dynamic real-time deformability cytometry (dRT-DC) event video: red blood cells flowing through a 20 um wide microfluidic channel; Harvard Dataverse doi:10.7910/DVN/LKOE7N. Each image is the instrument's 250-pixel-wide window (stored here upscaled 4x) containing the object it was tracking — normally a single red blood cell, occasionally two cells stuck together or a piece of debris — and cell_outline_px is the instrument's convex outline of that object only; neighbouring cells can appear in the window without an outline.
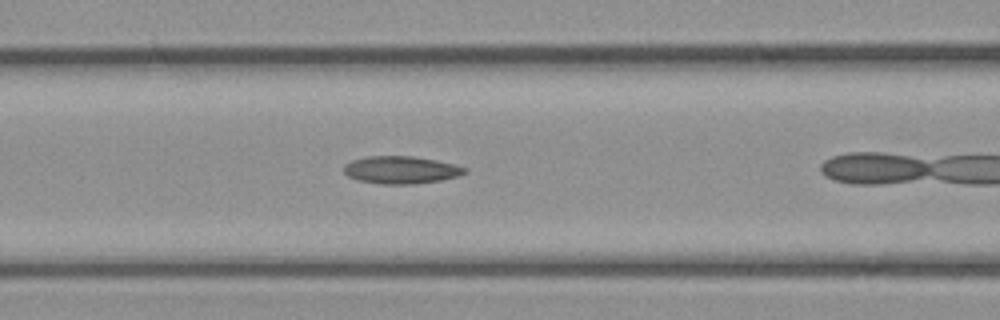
{"species": "common noctule bat (a hibernating species)", "species_latin": "Nyctalus noctula", "temperature_condition": "cold", "stored_images_in_passage": 28, "camera_frame_rate_fps": 3000, "um_per_image_px": 0.085, "animal": {"sex": "female", "body_mass_g": 21.9}, "frame": {"image": 1, "passage_image": 8, "time_ms": 2.333, "image_size_px": [1000, 320], "cell_outline_px": [[468, 172], [460, 176], [440, 180], [412, 184], [380, 184], [356, 180], [348, 176], [344, 172], [344, 164], [352, 160], [368, 156], [412, 156], [436, 160], [456, 164], [468, 168]], "centroid_in_image_um": [34.11, 14.44], "position_along_channel_um": 132.5, "area_um2": 19.59}}
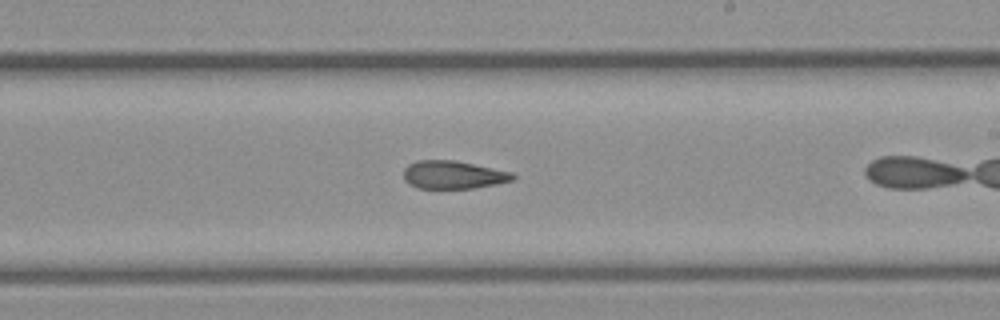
{"frame": {"image": 2, "passage_image": 17, "time_ms": 5.333, "image_size_px": [1000, 320], "cell_outline_px": [[516, 176], [512, 180], [496, 184], [472, 188], [420, 188], [408, 184], [404, 180], [404, 168], [408, 164], [416, 160], [456, 160], [512, 172]], "centroid_in_image_um": [38.5, 14.85], "position_along_channel_um": 250.5, "area_um2": 17.86}}
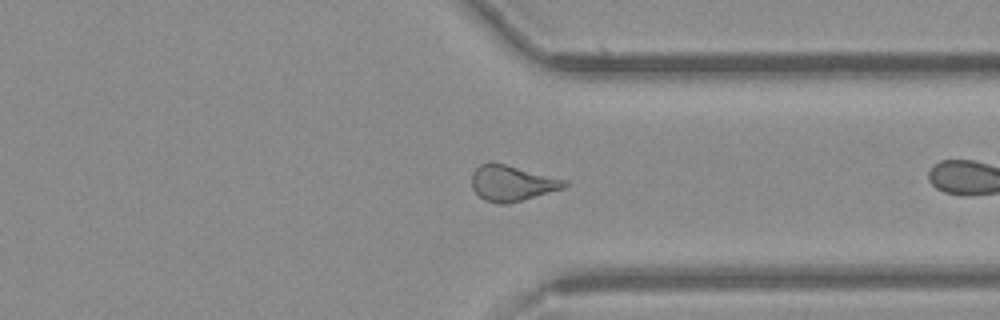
{"frame": {"image": 3, "passage_image": 26, "time_ms": 8.333, "image_size_px": [1000, 320], "cell_outline_px": [[568, 184], [564, 188], [508, 204], [500, 204], [484, 200], [472, 188], [472, 172], [480, 164], [488, 160], [568, 180]], "centroid_in_image_um": [43.5, 15.56], "position_along_channel_um": 367.9, "area_um2": 19.31}}